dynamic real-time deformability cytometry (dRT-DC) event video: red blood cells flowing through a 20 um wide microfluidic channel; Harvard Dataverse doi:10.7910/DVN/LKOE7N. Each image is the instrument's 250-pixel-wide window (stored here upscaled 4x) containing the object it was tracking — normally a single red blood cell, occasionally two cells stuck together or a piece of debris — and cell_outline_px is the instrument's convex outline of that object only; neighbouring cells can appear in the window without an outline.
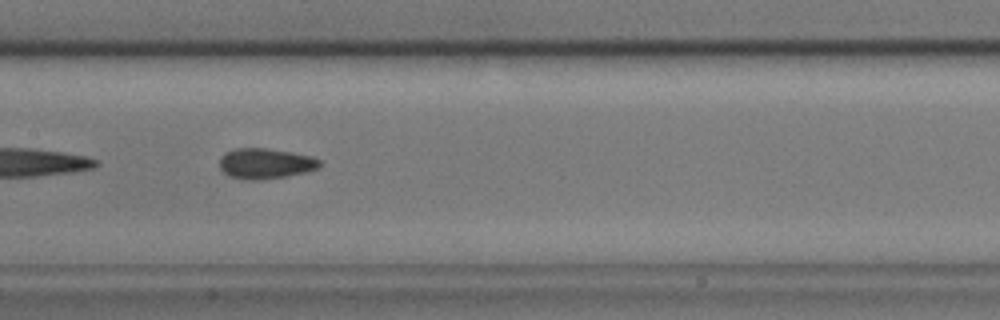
{"species": "common noctule bat (a hibernating species)", "species_latin": "Nyctalus noctula", "temperature_condition": "cold", "stored_images_in_passage": 41, "camera_frame_rate_fps": 3000, "um_per_image_px": 0.085, "animal": {"sex": "male", "body_mass_g": 17.9}, "frame": {"image": 1, "passage_image": 12, "time_ms": 3.667, "image_size_px": [1000, 320], "cell_outline_px": [[320, 168], [308, 172], [288, 176], [260, 180], [244, 180], [232, 176], [224, 172], [220, 168], [220, 156], [224, 152], [236, 148], [268, 148], [292, 152], [312, 156], [320, 160]], "centroid_in_image_um": [22.59, 13.9], "position_along_channel_um": 184.8, "area_um2": 18.03}}
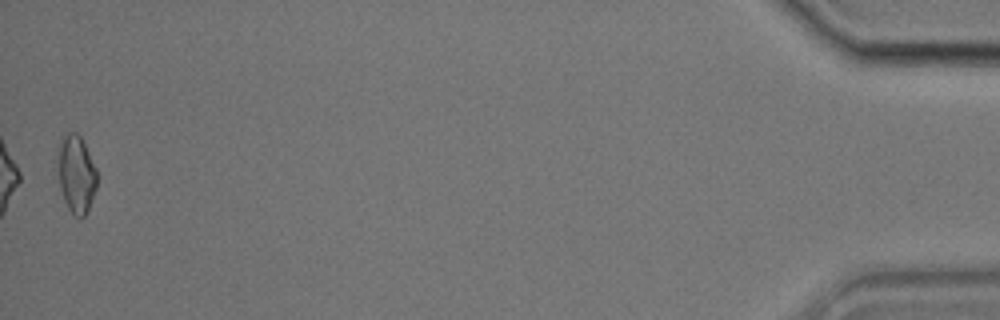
{"frame": {"image": 2, "passage_image": 41, "time_ms": 13.333, "image_size_px": [1000, 320], "cell_outline_px": [[96, 188], [88, 208], [84, 216], [80, 220], [68, 208], [64, 200], [60, 188], [56, 152], [56, 148], [60, 136], [68, 132], [76, 132], [80, 136], [96, 168]], "centroid_in_image_um": [6.43, 14.74], "position_along_channel_um": 428.8, "area_um2": 17.92}, "authors_computed_cell_mechanics": {"area_um2": 17.2822, "velocity_mm_per_s": 3.4978, "shape_relaxation_time_tau1_ms": null, "shape_relaxation_time_tau2_ms": 3.2669, "deformation_change_tau1": null, "deformation_change_tau2": 0.087}}